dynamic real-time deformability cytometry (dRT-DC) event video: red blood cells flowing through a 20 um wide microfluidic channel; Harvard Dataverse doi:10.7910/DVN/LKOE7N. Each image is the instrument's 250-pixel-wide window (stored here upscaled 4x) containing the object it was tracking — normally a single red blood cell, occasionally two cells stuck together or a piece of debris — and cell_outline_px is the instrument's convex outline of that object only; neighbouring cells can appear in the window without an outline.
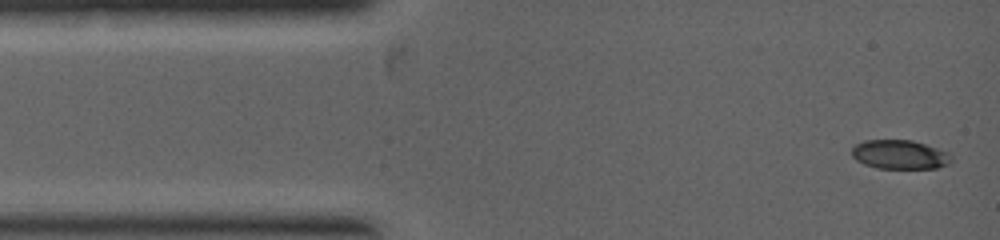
{"species": "common noctule bat (a hibernating species)", "species_latin": "Nyctalus noctula", "temperature_condition": "warm", "stored_images_in_passage": 7, "camera_frame_rate_fps": 5000, "um_per_image_px": 0.085, "animal": {"sex": "female", "body_mass_g": 19.0, "forearm_length_mm": 53.3}, "frame": {"image": 1, "passage_image": 1, "time_ms": 0.0, "image_size_px": [1000, 240], "cell_outline_px": [[952, 160], [948, 164], [936, 168], [876, 168], [864, 164], [856, 160], [852, 156], [852, 148], [856, 144], [864, 140], [912, 140], [948, 152], [952, 156]], "centroid_in_image_um": [76.47, 13.14], "position_along_channel_um": 8.5, "area_um2": 16.82}}
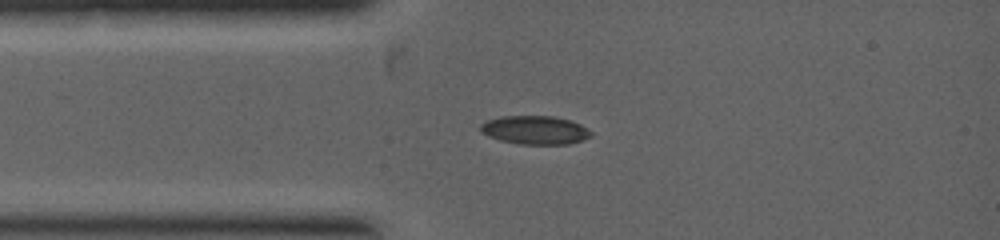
{"frame": {"image": 2, "passage_image": 4, "time_ms": 1.4, "image_size_px": [1000, 240], "cell_outline_px": [[592, 136], [584, 140], [568, 144], [520, 144], [500, 140], [488, 136], [480, 132], [480, 124], [488, 120], [500, 116], [552, 116], [568, 120], [580, 124], [588, 128], [592, 132]], "centroid_in_image_um": [45.48, 11.06], "position_along_channel_um": 39.5, "area_um2": 18.44}}
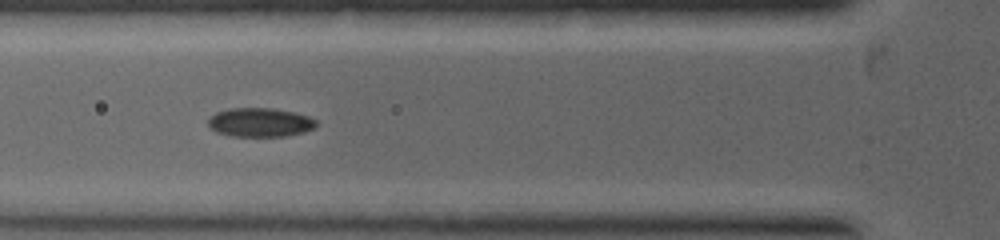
{"frame": {"image": 3, "passage_image": 6, "time_ms": 2.4, "image_size_px": [1000, 240], "cell_outline_px": [[316, 128], [304, 132], [288, 136], [232, 136], [216, 132], [208, 124], [208, 116], [216, 112], [228, 108], [272, 108], [292, 112], [308, 116], [316, 120]], "centroid_in_image_um": [22.09, 10.4], "position_along_channel_um": 103.7, "area_um2": 18.32}}